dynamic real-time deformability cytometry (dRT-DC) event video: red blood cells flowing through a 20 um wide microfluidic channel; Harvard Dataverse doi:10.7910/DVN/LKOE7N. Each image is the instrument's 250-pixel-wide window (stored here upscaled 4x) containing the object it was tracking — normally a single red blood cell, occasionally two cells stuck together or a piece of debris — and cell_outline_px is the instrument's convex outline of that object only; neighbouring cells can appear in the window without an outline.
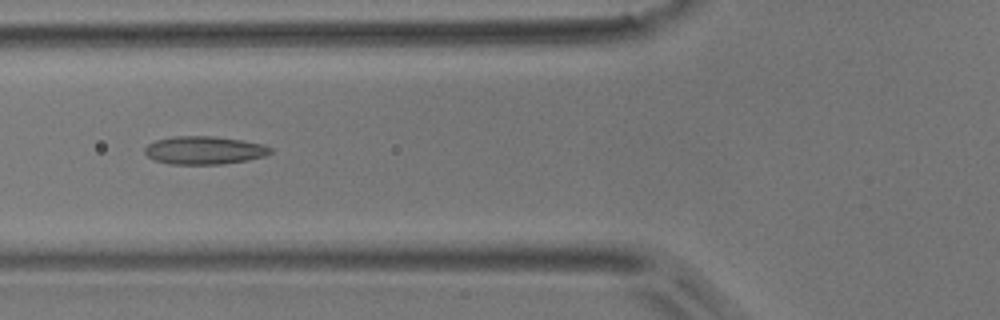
{"species": "common noctule bat (a hibernating species)", "species_latin": "Nyctalus noctula", "temperature_condition": "room temperature", "stored_images_in_passage": 9, "camera_frame_rate_fps": 3000, "um_per_image_px": 0.085, "animal": {"sex": "male", "body_mass_g": 17.9}, "frame": {"image": 1, "passage_image": 4, "time_ms": 3.667, "image_size_px": [1000, 320], "cell_outline_px": [[272, 152], [264, 156], [248, 160], [220, 164], [168, 164], [156, 160], [148, 156], [144, 152], [144, 148], [148, 144], [156, 140], [172, 136], [212, 136], [240, 140], [264, 144], [272, 148]], "centroid_in_image_um": [17.36, 12.77], "position_along_channel_um": 108.4, "area_um2": 20.52}}
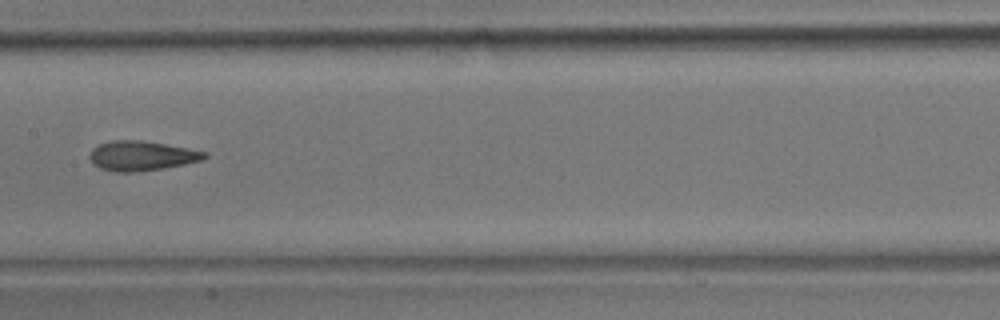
{"frame": {"image": 2, "passage_image": 6, "time_ms": 6.0, "image_size_px": [1000, 320], "cell_outline_px": [[208, 156], [200, 160], [184, 164], [164, 168], [132, 172], [112, 172], [100, 168], [92, 164], [88, 156], [92, 148], [100, 144], [112, 140], [140, 140], [188, 148], [208, 152]], "centroid_in_image_um": [11.99, 13.24], "position_along_channel_um": 195.4, "area_um2": 19.88}}
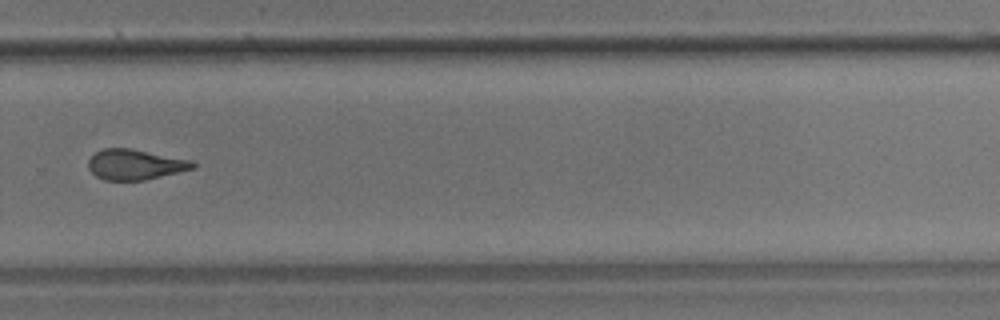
{"frame": {"image": 3, "passage_image": 9, "time_ms": 9.333, "image_size_px": [1000, 320], "cell_outline_px": [[196, 168], [144, 180], [104, 180], [96, 176], [88, 168], [88, 160], [96, 152], [104, 148], [132, 148], [192, 160], [196, 164]], "centroid_in_image_um": [11.5, 13.98], "position_along_channel_um": 318.3, "area_um2": 18.55}}